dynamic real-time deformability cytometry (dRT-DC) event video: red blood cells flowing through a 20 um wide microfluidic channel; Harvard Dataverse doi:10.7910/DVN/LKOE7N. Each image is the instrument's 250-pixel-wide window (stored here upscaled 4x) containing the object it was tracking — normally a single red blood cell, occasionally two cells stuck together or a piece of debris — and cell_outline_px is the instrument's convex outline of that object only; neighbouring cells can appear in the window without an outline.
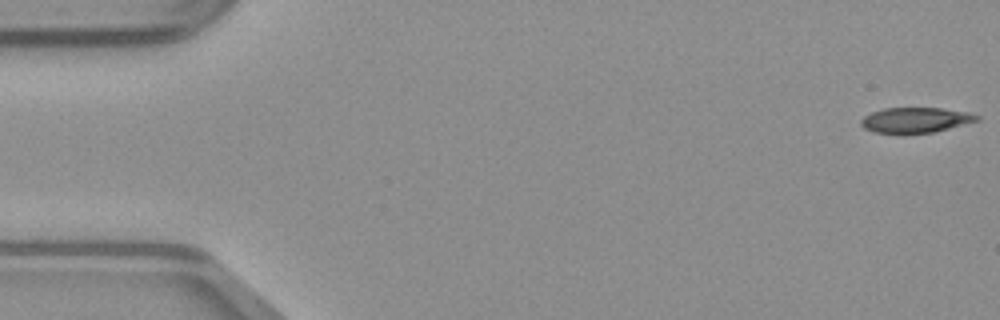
{"species": "common noctule bat (a hibernating species)", "species_latin": "Nyctalus noctula", "temperature_condition": "warm", "stored_images_in_passage": 49, "camera_frame_rate_fps": 3000, "um_per_image_px": 0.085, "animal": {"sex": "male", "body_mass_g": 23.1, "forearm_length_mm": 52.7}, "frame": {"image": 1, "passage_image": 1, "time_ms": 0.0, "image_size_px": [1000, 320], "cell_outline_px": [[980, 120], [932, 132], [904, 136], [872, 132], [864, 128], [860, 124], [860, 120], [864, 116], [872, 112], [884, 108], [940, 108], [968, 112], [980, 116]], "centroid_in_image_um": [77.76, 10.24], "position_along_channel_um": 7.2, "area_um2": 17.57}}
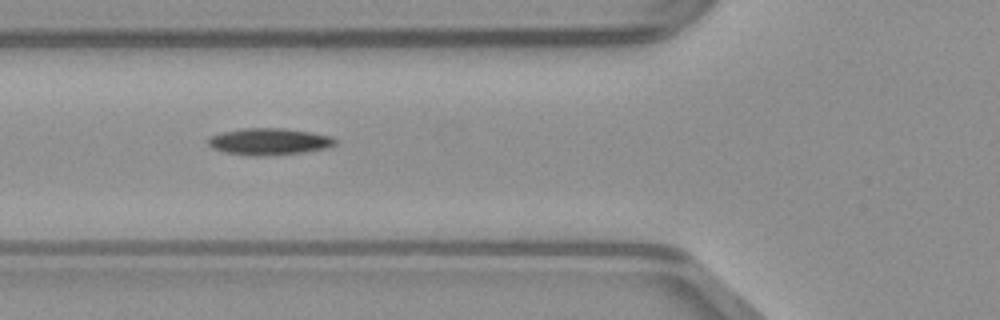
{"frame": {"image": 2, "passage_image": 18, "time_ms": 5.667, "image_size_px": [1000, 320], "cell_outline_px": [[340, 140], [336, 144], [328, 148], [304, 152], [260, 156], [248, 156], [224, 152], [212, 148], [208, 144], [208, 136], [224, 132], [244, 128], [284, 128], [312, 132], [332, 136]], "centroid_in_image_um": [22.91, 12.03], "position_along_channel_um": 102.9, "area_um2": 20.06}}
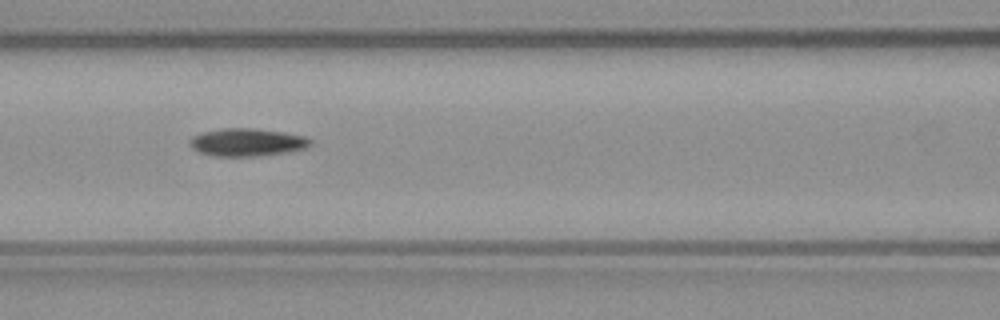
{"frame": {"image": 3, "passage_image": 21, "time_ms": 6.667, "image_size_px": [1000, 320], "cell_outline_px": [[312, 144], [308, 148], [288, 152], [256, 156], [212, 156], [200, 152], [192, 148], [188, 144], [188, 140], [192, 136], [200, 132], [220, 128], [256, 128], [284, 132], [308, 136], [312, 140]], "centroid_in_image_um": [21.01, 12.08], "position_along_channel_um": 145.6, "area_um2": 20.0}}